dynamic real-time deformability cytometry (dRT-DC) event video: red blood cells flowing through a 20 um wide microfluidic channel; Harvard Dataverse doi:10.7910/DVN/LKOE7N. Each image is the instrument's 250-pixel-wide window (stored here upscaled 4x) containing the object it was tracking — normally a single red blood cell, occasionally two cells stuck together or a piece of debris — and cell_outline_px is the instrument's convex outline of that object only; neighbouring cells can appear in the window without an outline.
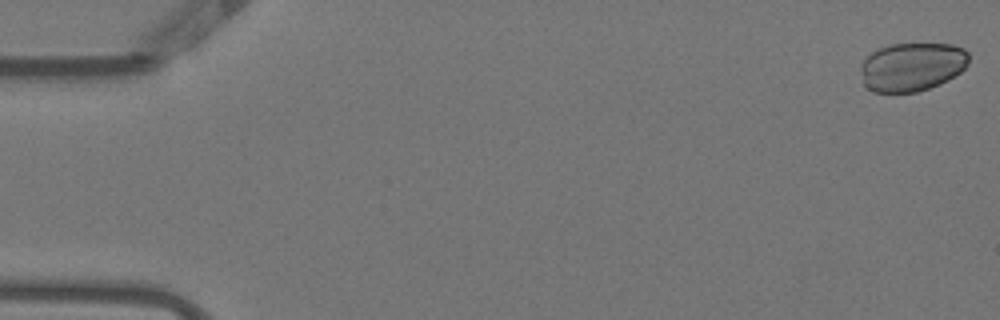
{"species": "Egyptian fruit bat (a non-hibernating species)", "species_latin": "Rousettus aegyptiacus", "temperature_condition": "warm", "stored_images_in_passage": 17, "camera_frame_rate_fps": 3000, "um_per_image_px": 0.085, "animal": {"sex": "female"}, "frame": {"image": 1, "passage_image": 1, "time_ms": 0.0, "image_size_px": [1000, 320], "cell_outline_px": [[968, 64], [960, 72], [948, 80], [940, 84], [916, 92], [872, 92], [864, 84], [860, 68], [860, 64], [872, 52], [888, 44], [952, 44], [964, 48], [968, 52]], "centroid_in_image_um": [77.52, 5.67], "position_along_channel_um": 7.5, "area_um2": 30.69}}
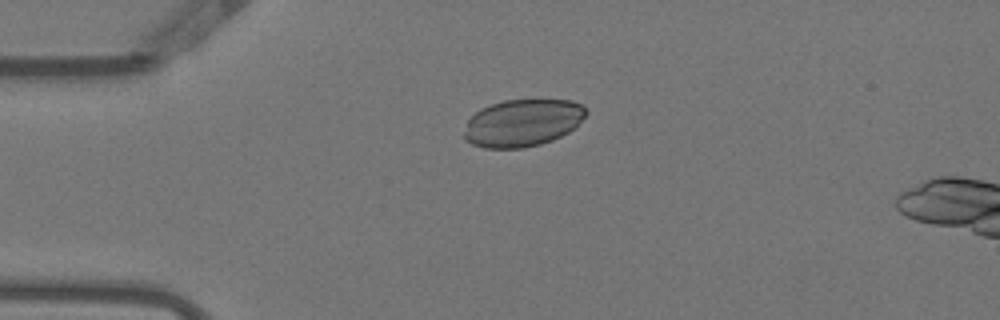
{"frame": {"image": 2, "passage_image": 13, "time_ms": 4.0, "image_size_px": [1000, 320], "cell_outline_px": [[588, 112], [568, 132], [552, 140], [540, 144], [524, 148], [484, 148], [472, 144], [464, 140], [464, 132], [468, 120], [480, 108], [504, 100], [572, 100], [580, 104]], "centroid_in_image_um": [44.38, 10.45], "position_along_channel_um": 40.6, "area_um2": 33.35}}